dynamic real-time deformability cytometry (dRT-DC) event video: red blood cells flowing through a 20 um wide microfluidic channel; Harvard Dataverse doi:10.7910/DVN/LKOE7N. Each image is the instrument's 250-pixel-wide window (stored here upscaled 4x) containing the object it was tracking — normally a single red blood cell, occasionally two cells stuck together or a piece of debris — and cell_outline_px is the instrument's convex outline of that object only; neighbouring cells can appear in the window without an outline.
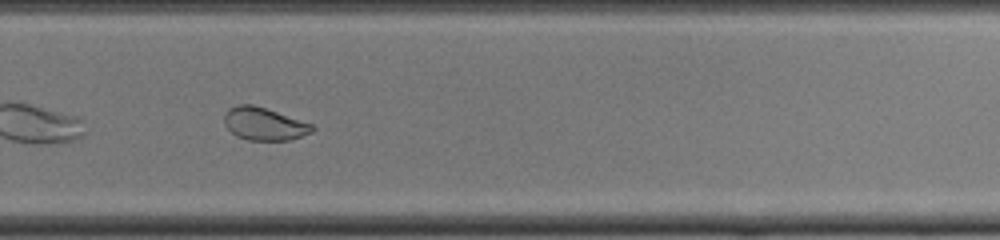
{"species": "common noctule bat (a hibernating species)", "species_latin": "Nyctalus noctula", "temperature_condition": "cold", "stored_images_in_passage": 47, "camera_frame_rate_fps": 3000, "um_per_image_px": 0.085, "animal": {"sex": "female", "body_mass_g": 22.0, "forearm_length_mm": 56.7}, "frame": {"image": 1, "passage_image": 34, "time_ms": 11.0, "image_size_px": [1000, 240], "cell_outline_px": [[316, 128], [312, 132], [288, 140], [248, 140], [236, 136], [224, 124], [224, 116], [228, 108], [236, 104], [252, 104], [312, 124]], "centroid_in_image_um": [22.42, 10.53], "position_along_channel_um": 307.4, "area_um2": 16.59}, "authors_computed_cell_mechanics": {"area_um2": 19.652, "velocity_mm_per_s": 3.9775, "shape_relaxation_time_tau1_ms": null, "shape_relaxation_time_tau2_ms": 1.1115, "deformation_change_tau1": null, "deformation_change_tau2": 0.0609}}